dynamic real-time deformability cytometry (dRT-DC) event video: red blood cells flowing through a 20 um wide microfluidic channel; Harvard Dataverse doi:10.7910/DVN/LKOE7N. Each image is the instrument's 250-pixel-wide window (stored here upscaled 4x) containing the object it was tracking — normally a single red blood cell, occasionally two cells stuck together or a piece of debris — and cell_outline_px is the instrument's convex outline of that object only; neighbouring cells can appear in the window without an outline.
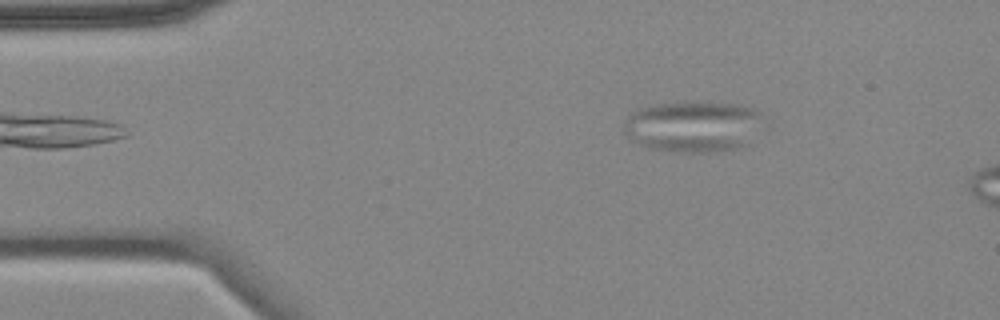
{"species": "common noctule bat (a hibernating species)", "species_latin": "Nyctalus noctula", "temperature_condition": "cold", "stored_images_in_passage": 5, "camera_frame_rate_fps": 3000, "um_per_image_px": 0.085, "animal": {"sex": "female", "body_mass_g": 18.4}, "frame": {"image": 1, "passage_image": 3, "time_ms": 2.333, "image_size_px": [1000, 320], "cell_outline_px": [[760, 112], [748, 144], [736, 148], [708, 152], [680, 152], [648, 148], [632, 140], [628, 136], [624, 128], [624, 124], [628, 116], [632, 112], [640, 108], [660, 104], [732, 104], [752, 108]], "centroid_in_image_um": [58.82, 10.78], "position_along_channel_um": 26.2, "area_um2": 39.77}}